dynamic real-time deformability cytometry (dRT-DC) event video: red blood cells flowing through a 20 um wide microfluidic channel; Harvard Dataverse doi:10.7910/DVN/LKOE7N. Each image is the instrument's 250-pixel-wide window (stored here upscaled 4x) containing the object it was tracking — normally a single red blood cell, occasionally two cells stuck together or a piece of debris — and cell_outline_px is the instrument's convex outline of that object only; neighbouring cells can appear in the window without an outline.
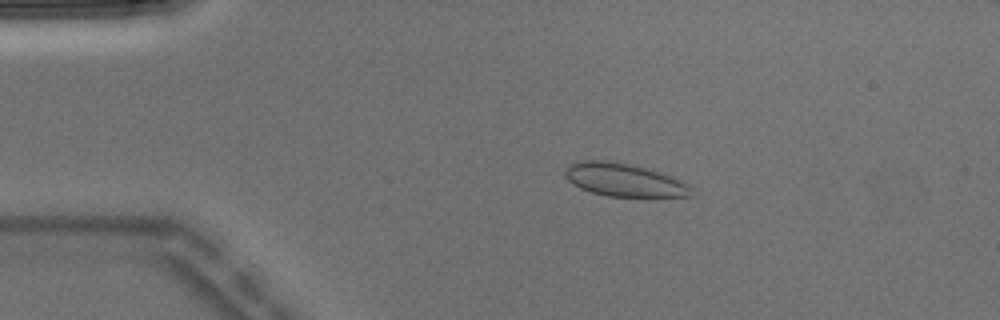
{"species": "Egyptian fruit bat (a non-hibernating species)", "species_latin": "Rousettus aegyptiacus", "temperature_condition": "warm", "stored_images_in_passage": 4, "camera_frame_rate_fps": 3000, "um_per_image_px": 0.085, "animal": {"sex": "male"}, "frame": {"image": 1, "passage_image": 3, "time_ms": 0.667, "image_size_px": [1000, 320], "cell_outline_px": [[692, 196], [608, 196], [592, 192], [580, 188], [572, 184], [564, 176], [564, 172], [572, 164], [580, 160], [604, 160], [628, 164], [648, 168], [680, 180], [688, 184]], "centroid_in_image_um": [53.0, 15.29], "position_along_channel_um": 32.0, "area_um2": 23.87}}